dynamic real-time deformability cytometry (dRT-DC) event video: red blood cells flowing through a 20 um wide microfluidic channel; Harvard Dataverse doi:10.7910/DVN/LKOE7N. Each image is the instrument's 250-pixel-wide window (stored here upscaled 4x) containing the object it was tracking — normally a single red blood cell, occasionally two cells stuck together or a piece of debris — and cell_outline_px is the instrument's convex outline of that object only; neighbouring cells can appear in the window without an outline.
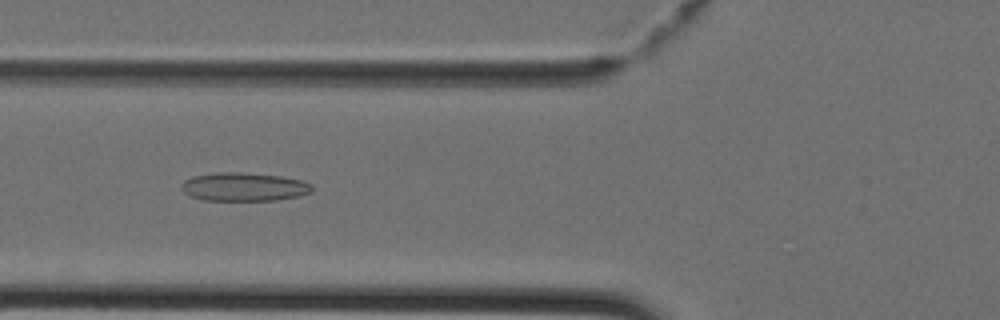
{"species": "Egyptian fruit bat (a non-hibernating species)", "species_latin": "Rousettus aegyptiacus", "temperature_condition": "cold", "stored_images_in_passage": 11, "camera_frame_rate_fps": 3000, "um_per_image_px": 0.085, "animal": {"sex": "female"}, "frame": {"image": 1, "passage_image": 3, "time_ms": 0.667, "image_size_px": [1000, 320], "cell_outline_px": [[312, 192], [300, 196], [276, 200], [204, 200], [188, 196], [184, 192], [180, 184], [184, 180], [192, 176], [212, 172], [240, 172], [280, 176], [300, 180], [312, 184]], "centroid_in_image_um": [20.7, 15.88], "position_along_channel_um": 105.1, "area_um2": 21.85}}
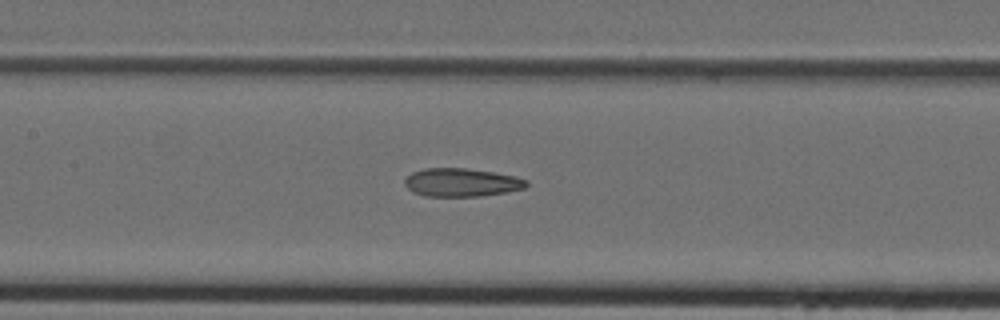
{"frame": {"image": 2, "passage_image": 7, "time_ms": 2.0, "image_size_px": [1000, 320], "cell_outline_px": [[528, 184], [524, 188], [504, 192], [480, 196], [424, 196], [412, 192], [404, 184], [404, 180], [412, 172], [424, 168], [464, 168], [492, 172], [516, 176], [528, 180]], "centroid_in_image_um": [39.2, 15.5], "position_along_channel_um": 168.2, "area_um2": 20.0}}
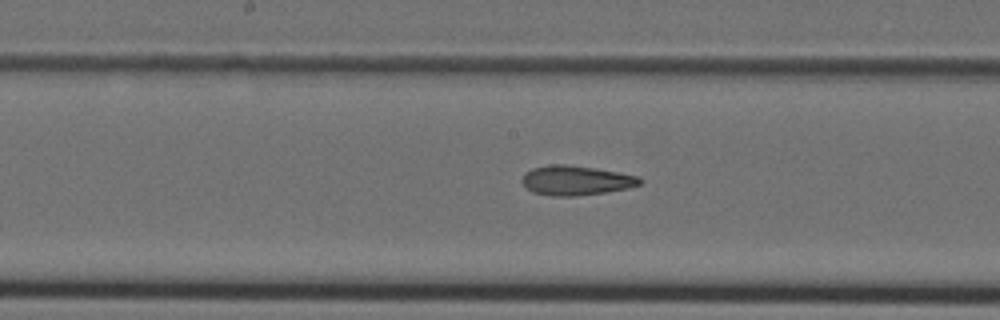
{"frame": {"image": 3, "passage_image": 9, "time_ms": 2.667, "image_size_px": [1000, 320], "cell_outline_px": [[644, 180], [640, 184], [628, 188], [604, 192], [576, 196], [552, 196], [532, 192], [520, 180], [524, 172], [532, 168], [552, 164], [564, 164], [596, 168], [640, 176]], "centroid_in_image_um": [48.95, 15.33], "position_along_channel_um": 199.2, "area_um2": 20.4}}